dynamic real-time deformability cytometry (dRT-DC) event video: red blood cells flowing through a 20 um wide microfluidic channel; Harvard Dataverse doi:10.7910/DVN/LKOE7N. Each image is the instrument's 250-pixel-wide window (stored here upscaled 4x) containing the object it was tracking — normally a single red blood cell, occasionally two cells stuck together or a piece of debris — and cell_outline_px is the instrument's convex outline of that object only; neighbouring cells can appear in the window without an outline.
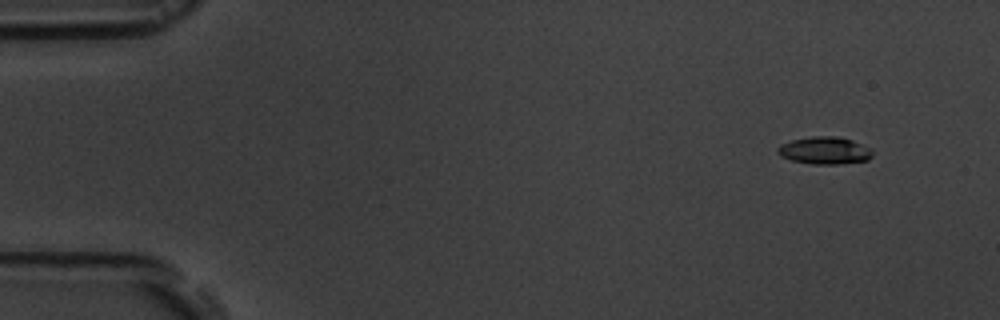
{"species": "common noctule bat (a hibernating species)", "species_latin": "Nyctalus noctula", "temperature_condition": "room temperature", "stored_images_in_passage": 5, "camera_frame_rate_fps": 3000, "um_per_image_px": 0.085, "animal": {"sex": "male", "body_mass_g": 19.5, "forearm_length_mm": 54.6}, "frame": {"image": 1, "passage_image": 1, "time_ms": 0.0, "image_size_px": [1000, 320], "cell_outline_px": [[872, 156], [868, 160], [840, 164], [812, 164], [792, 160], [780, 156], [776, 152], [776, 148], [780, 144], [792, 140], [812, 136], [836, 136], [852, 140], [872, 148]], "centroid_in_image_um": [70.09, 12.79], "position_along_channel_um": 14.9, "area_um2": 15.26}}
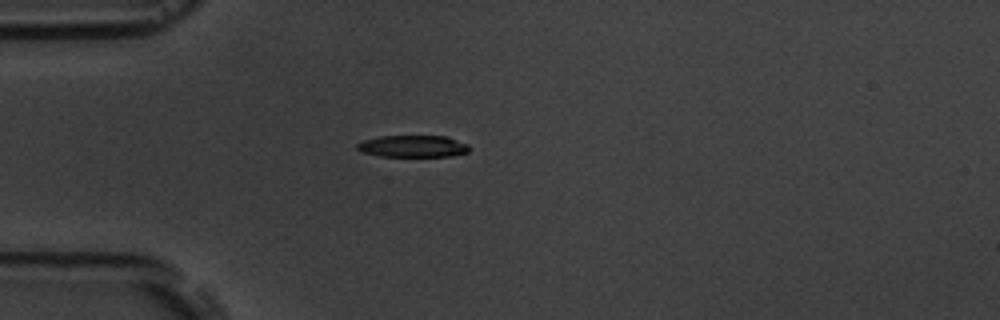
{"frame": {"image": 2, "passage_image": 4, "time_ms": 3.667, "image_size_px": [1000, 320], "cell_outline_px": [[468, 152], [452, 156], [380, 156], [364, 152], [356, 148], [356, 144], [364, 140], [380, 136], [448, 136], [468, 144]], "centroid_in_image_um": [35.11, 12.42], "position_along_channel_um": 49.9, "area_um2": 14.22}}